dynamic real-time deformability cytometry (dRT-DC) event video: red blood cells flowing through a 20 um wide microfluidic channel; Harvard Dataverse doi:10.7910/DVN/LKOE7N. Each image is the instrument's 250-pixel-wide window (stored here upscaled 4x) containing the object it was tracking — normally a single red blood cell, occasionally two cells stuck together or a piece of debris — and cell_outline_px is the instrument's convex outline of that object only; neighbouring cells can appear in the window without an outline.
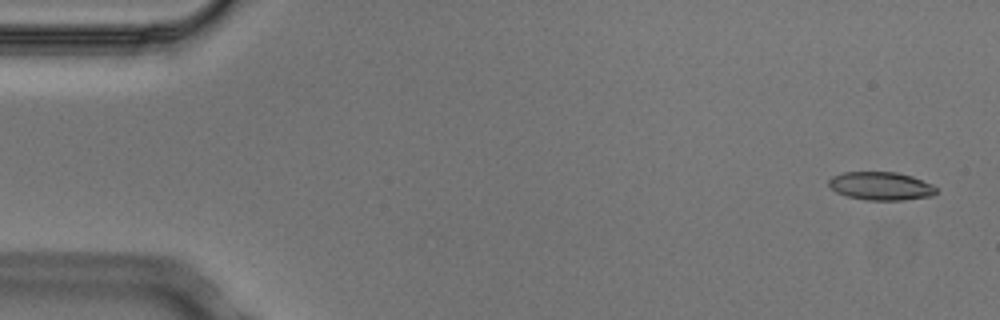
{"species": "Egyptian fruit bat (a non-hibernating species)", "species_latin": "Rousettus aegyptiacus", "temperature_condition": "cold", "stored_images_in_passage": 4, "camera_frame_rate_fps": 3000, "um_per_image_px": 0.085, "animal": {"sex": "male"}, "frame": {"image": 1, "passage_image": 1, "time_ms": 0.0, "image_size_px": [1000, 320], "cell_outline_px": [[936, 192], [932, 196], [904, 200], [864, 200], [848, 196], [836, 192], [828, 184], [828, 180], [832, 176], [844, 172], [896, 172], [912, 176], [932, 184], [936, 188]], "centroid_in_image_um": [74.87, 15.81], "position_along_channel_um": 10.1, "area_um2": 17.69}}
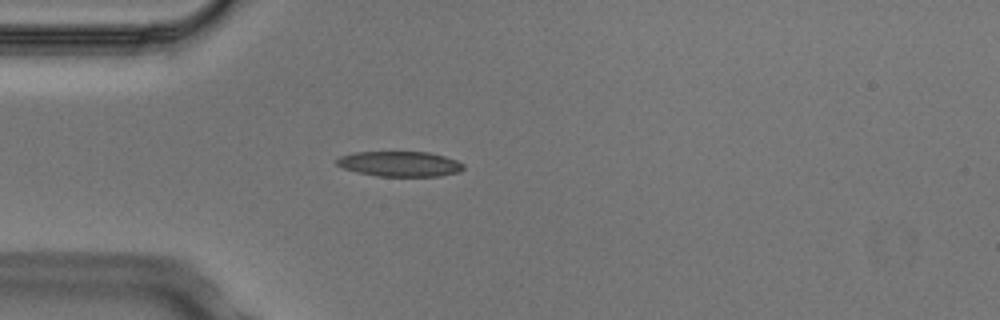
{"frame": {"image": 2, "passage_image": 4, "time_ms": 1.0, "image_size_px": [1000, 320], "cell_outline_px": [[464, 168], [460, 172], [440, 176], [376, 176], [356, 172], [344, 168], [336, 164], [336, 160], [340, 156], [352, 152], [428, 152], [444, 156], [456, 160], [464, 164]], "centroid_in_image_um": [33.98, 13.93], "position_along_channel_um": 51.0, "area_um2": 18.67}}